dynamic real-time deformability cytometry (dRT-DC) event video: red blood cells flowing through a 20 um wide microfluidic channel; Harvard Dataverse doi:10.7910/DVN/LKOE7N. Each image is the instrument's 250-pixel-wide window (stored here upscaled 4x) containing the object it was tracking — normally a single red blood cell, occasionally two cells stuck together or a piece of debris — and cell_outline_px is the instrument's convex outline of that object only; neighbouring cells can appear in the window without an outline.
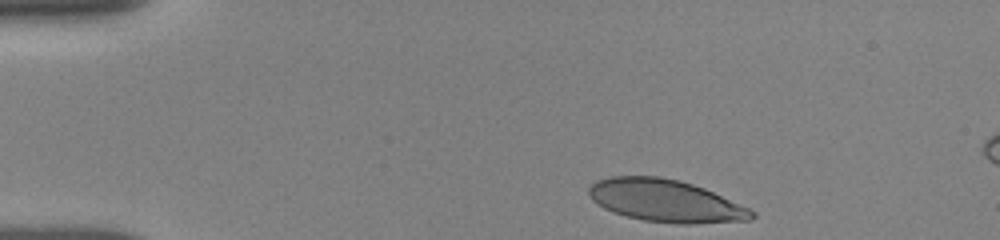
{"species": "human", "species_latin": "Homo sapiens", "temperature_condition": "room temperature", "stored_images_in_passage": 23, "camera_frame_rate_fps": 3000, "um_per_image_px": 0.085, "donor": {"sex": "female"}, "frame": {"image": 1, "passage_image": 1, "time_ms": 0.0, "image_size_px": [1000, 240], "cell_outline_px": [[756, 216], [752, 220], [692, 224], [680, 224], [644, 220], [612, 212], [604, 208], [592, 200], [588, 192], [588, 188], [596, 180], [608, 176], [660, 176], [680, 180], [704, 188], [748, 208], [756, 212]], "centroid_in_image_um": [56.56, 17.06], "position_along_channel_um": 28.4, "area_um2": 40.23}}
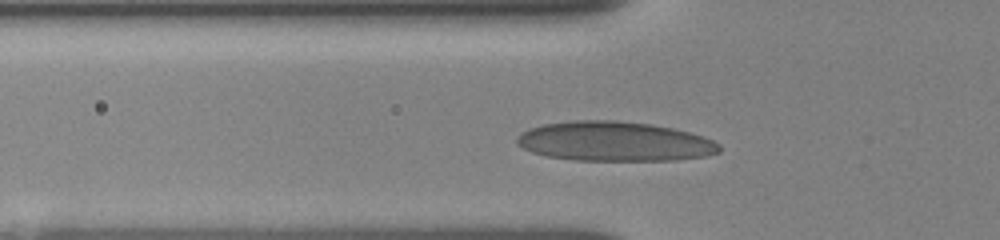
{"frame": {"image": 2, "passage_image": 19, "time_ms": 3.0, "image_size_px": [1000, 240], "cell_outline_px": [[720, 152], [708, 156], [676, 160], [576, 160], [548, 156], [532, 152], [516, 144], [516, 136], [528, 128], [544, 124], [576, 120], [616, 120], [652, 124], [672, 128], [688, 132], [712, 140], [720, 144]], "centroid_in_image_um": [52.23, 12.02], "position_along_channel_um": 73.6, "area_um2": 46.7}}